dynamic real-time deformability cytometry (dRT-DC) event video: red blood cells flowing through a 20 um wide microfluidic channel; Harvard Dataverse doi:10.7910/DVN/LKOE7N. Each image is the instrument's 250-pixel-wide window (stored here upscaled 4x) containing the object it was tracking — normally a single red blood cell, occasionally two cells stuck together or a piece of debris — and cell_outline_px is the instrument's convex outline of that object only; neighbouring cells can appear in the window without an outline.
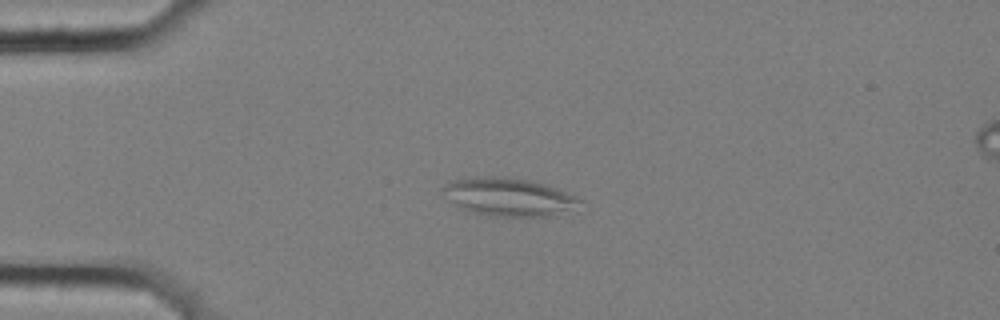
{"species": "common noctule bat (a hibernating species)", "species_latin": "Nyctalus noctula", "temperature_condition": "cold", "stored_images_in_passage": 5, "camera_frame_rate_fps": 3000, "um_per_image_px": 0.085, "animal": {"sex": "female", "body_mass_g": 25.1}, "frame": {"image": 1, "passage_image": 4, "time_ms": 1.0, "image_size_px": [1000, 320], "cell_outline_px": [[584, 200], [552, 216], [496, 216], [476, 212], [456, 204], [440, 188], [452, 180], [476, 176], [492, 176], [532, 180], [548, 184]], "centroid_in_image_um": [43.24, 16.7], "position_along_channel_um": 41.8, "area_um2": 29.54}}